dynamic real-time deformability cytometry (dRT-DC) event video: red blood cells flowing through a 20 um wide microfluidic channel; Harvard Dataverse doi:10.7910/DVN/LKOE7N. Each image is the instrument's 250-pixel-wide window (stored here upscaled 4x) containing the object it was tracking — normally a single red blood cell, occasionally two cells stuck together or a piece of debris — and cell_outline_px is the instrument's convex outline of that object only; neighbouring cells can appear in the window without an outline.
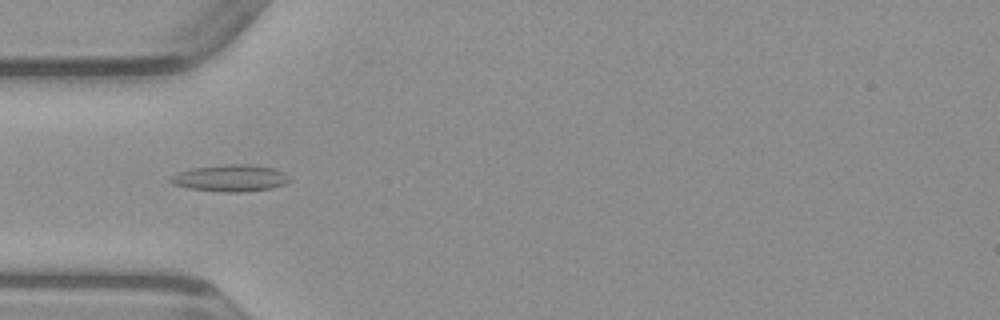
{"species": "common noctule bat (a hibernating species)", "species_latin": "Nyctalus noctula", "temperature_condition": "warm", "stored_images_in_passage": 30, "camera_frame_rate_fps": 3000, "um_per_image_px": 0.085, "animal": {"sex": "male", "body_mass_g": 23.1, "forearm_length_mm": 52.7}, "frame": {"image": 1, "passage_image": 15, "time_ms": 4.667, "image_size_px": [1000, 320], "cell_outline_px": [[292, 180], [284, 184], [272, 188], [244, 192], [224, 192], [188, 188], [172, 184], [168, 180], [172, 176], [180, 172], [192, 168], [224, 164], [248, 164], [272, 168], [284, 172]], "centroid_in_image_um": [19.6, 15.14], "position_along_channel_um": 65.4, "area_um2": 18.55}}
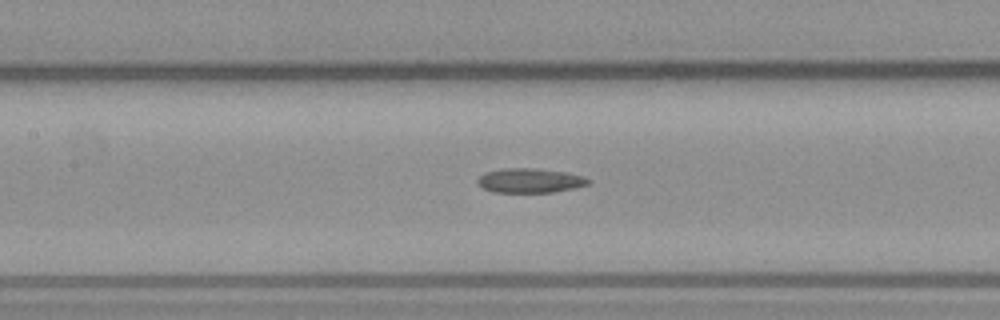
{"frame": {"image": 2, "passage_image": 22, "time_ms": 7.0, "image_size_px": [1000, 320], "cell_outline_px": [[592, 180], [588, 184], [572, 188], [552, 192], [496, 192], [484, 188], [476, 180], [484, 172], [504, 168], [536, 168], [568, 172], [584, 176]], "centroid_in_image_um": [45.07, 15.33], "position_along_channel_um": 162.3, "area_um2": 15.72}}
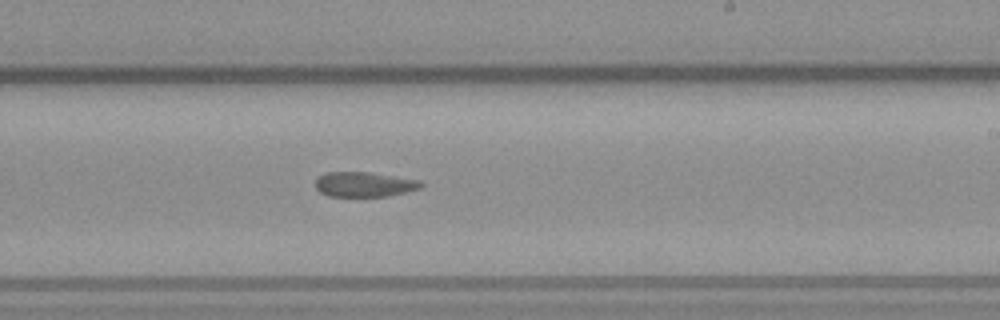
{"frame": {"image": 3, "passage_image": 29, "time_ms": 9.333, "image_size_px": [1000, 320], "cell_outline_px": [[424, 184], [420, 188], [388, 196], [328, 196], [320, 192], [316, 188], [316, 180], [324, 172], [368, 172], [420, 180]], "centroid_in_image_um": [30.95, 15.67], "position_along_channel_um": 258.0, "area_um2": 15.2}}